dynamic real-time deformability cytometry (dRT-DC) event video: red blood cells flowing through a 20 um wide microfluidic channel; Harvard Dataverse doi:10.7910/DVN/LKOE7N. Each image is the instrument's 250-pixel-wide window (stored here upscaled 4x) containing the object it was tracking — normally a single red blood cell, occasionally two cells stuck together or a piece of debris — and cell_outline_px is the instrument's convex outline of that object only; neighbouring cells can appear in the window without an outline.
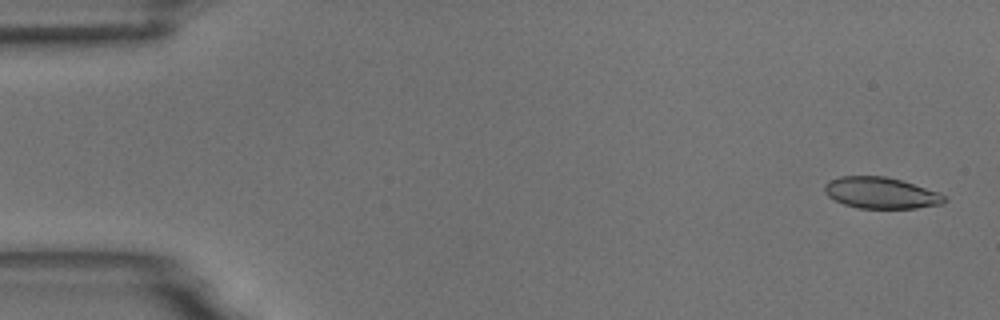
{"species": "common noctule bat (a hibernating species)", "species_latin": "Nyctalus noctula", "temperature_condition": "room temperature", "stored_images_in_passage": 6, "camera_frame_rate_fps": 3000, "um_per_image_px": 0.085, "animal": {"sex": "male", "body_mass_g": 18.8}, "frame": {"image": 1, "passage_image": 1, "time_ms": 0.0, "image_size_px": [1000, 320], "cell_outline_px": [[948, 200], [940, 204], [916, 208], [860, 208], [844, 204], [828, 196], [824, 192], [824, 184], [828, 180], [840, 176], [884, 176], [900, 180], [940, 192]], "centroid_in_image_um": [74.86, 16.39], "position_along_channel_um": 10.1, "area_um2": 21.79}}
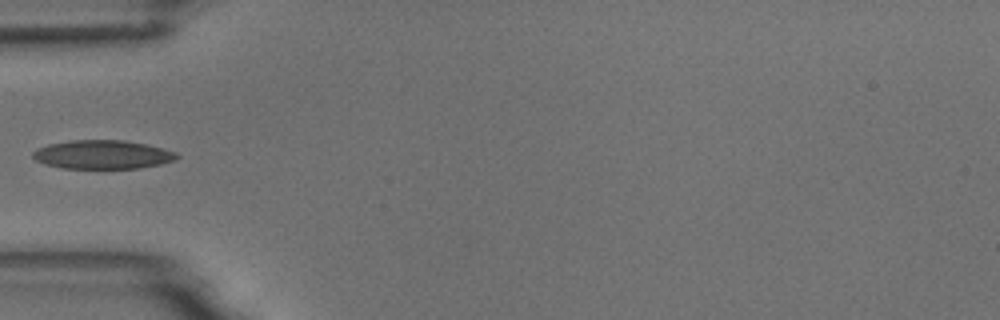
{"frame": {"image": 2, "passage_image": 5, "time_ms": 5.333, "image_size_px": [1000, 320], "cell_outline_px": [[180, 156], [176, 160], [160, 164], [140, 168], [60, 168], [44, 164], [36, 160], [32, 156], [32, 152], [36, 148], [48, 144], [72, 140], [124, 140], [144, 144], [176, 152]], "centroid_in_image_um": [8.68, 13.14], "position_along_channel_um": 76.3, "area_um2": 24.1}}